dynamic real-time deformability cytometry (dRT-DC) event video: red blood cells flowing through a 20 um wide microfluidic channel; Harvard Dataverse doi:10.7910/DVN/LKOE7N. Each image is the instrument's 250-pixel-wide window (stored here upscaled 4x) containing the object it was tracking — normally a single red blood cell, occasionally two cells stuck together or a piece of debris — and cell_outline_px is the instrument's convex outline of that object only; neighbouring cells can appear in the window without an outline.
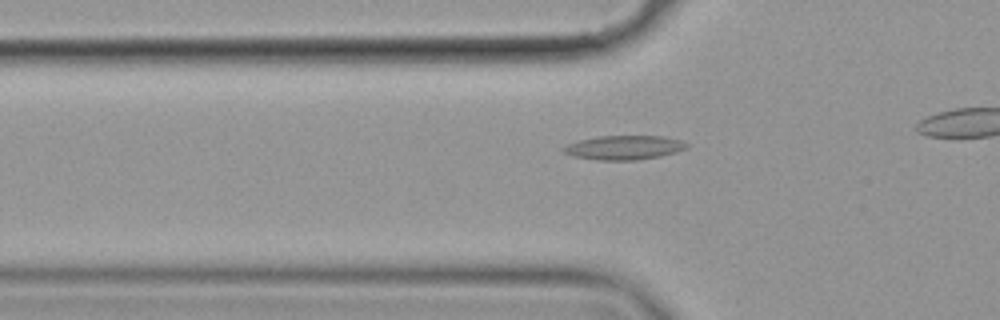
{"species": "common noctule bat (a hibernating species)", "species_latin": "Nyctalus noctula", "temperature_condition": "cold", "stored_images_in_passage": 32, "camera_frame_rate_fps": 3000, "um_per_image_px": 0.085, "animal": {"sex": "female", "body_mass_g": 19.9}, "frame": {"image": 1, "passage_image": 15, "time_ms": 4.667, "image_size_px": [1000, 320], "cell_outline_px": [[688, 148], [676, 152], [660, 156], [636, 160], [596, 160], [572, 156], [560, 152], [560, 148], [576, 140], [596, 136], [664, 136], [680, 140], [688, 144]], "centroid_in_image_um": [52.98, 12.54], "position_along_channel_um": 72.8, "area_um2": 17.63}}
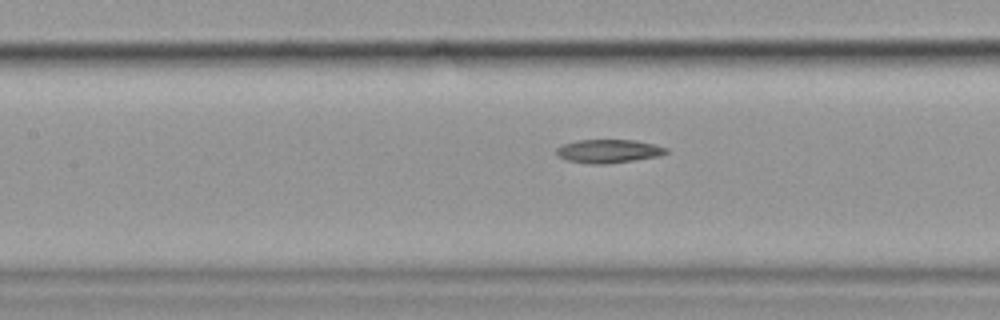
{"frame": {"image": 2, "passage_image": 22, "time_ms": 7.0, "image_size_px": [1000, 320], "cell_outline_px": [[668, 152], [660, 156], [608, 164], [592, 164], [568, 160], [560, 156], [556, 152], [556, 148], [564, 144], [576, 140], [636, 140], [668, 148]], "centroid_in_image_um": [51.75, 12.84], "position_along_channel_um": 155.7, "area_um2": 14.91}}
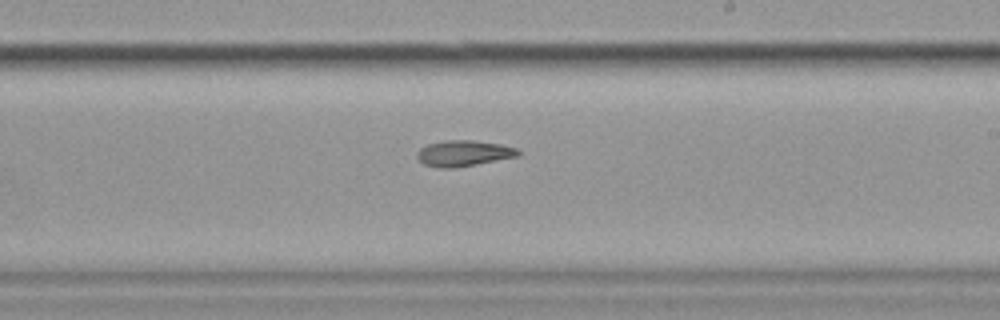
{"frame": {"image": 3, "passage_image": 30, "time_ms": 9.667, "image_size_px": [1000, 320], "cell_outline_px": [[520, 156], [456, 168], [440, 168], [424, 164], [416, 156], [416, 152], [420, 148], [428, 144], [448, 140], [472, 140], [500, 144], [516, 148], [520, 152]], "centroid_in_image_um": [39.41, 13.04], "position_along_channel_um": 249.6, "area_um2": 15.26}}